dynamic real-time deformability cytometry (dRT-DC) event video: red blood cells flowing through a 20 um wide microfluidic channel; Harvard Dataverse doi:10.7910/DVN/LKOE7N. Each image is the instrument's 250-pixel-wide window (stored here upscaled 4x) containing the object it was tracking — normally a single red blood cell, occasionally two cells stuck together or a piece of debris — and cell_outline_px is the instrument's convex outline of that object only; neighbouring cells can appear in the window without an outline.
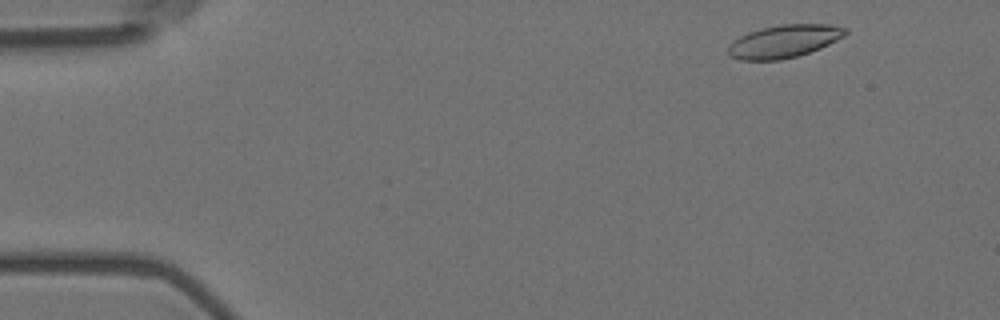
{"species": "Egyptian fruit bat (a non-hibernating species)", "species_latin": "Rousettus aegyptiacus", "temperature_condition": "room temperature", "stored_images_in_passage": 54, "camera_frame_rate_fps": 3000, "um_per_image_px": 0.085, "animal": {"sex": "female"}, "frame": {"image": 1, "passage_image": 3, "time_ms": 0.667, "image_size_px": [1000, 320], "cell_outline_px": [[848, 32], [844, 36], [820, 48], [796, 56], [780, 60], [740, 60], [732, 56], [728, 52], [728, 48], [740, 36], [748, 32], [780, 24], [828, 24], [848, 28]], "centroid_in_image_um": [66.68, 3.5], "position_along_channel_um": 18.3, "area_um2": 22.08}}
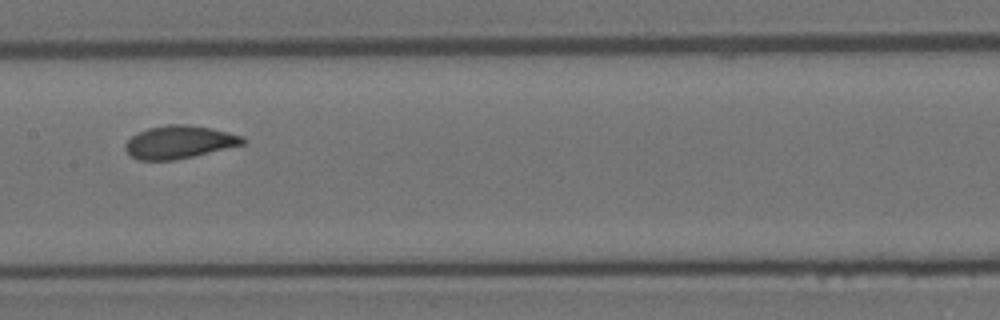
{"frame": {"image": 2, "passage_image": 26, "time_ms": 8.333, "image_size_px": [1000, 320], "cell_outline_px": [[248, 140], [244, 144], [176, 160], [140, 160], [132, 156], [124, 148], [124, 144], [132, 136], [148, 128], [168, 124], [184, 124], [212, 128], [244, 136]], "centroid_in_image_um": [15.26, 12.07], "position_along_channel_um": 192.1, "area_um2": 22.43}}
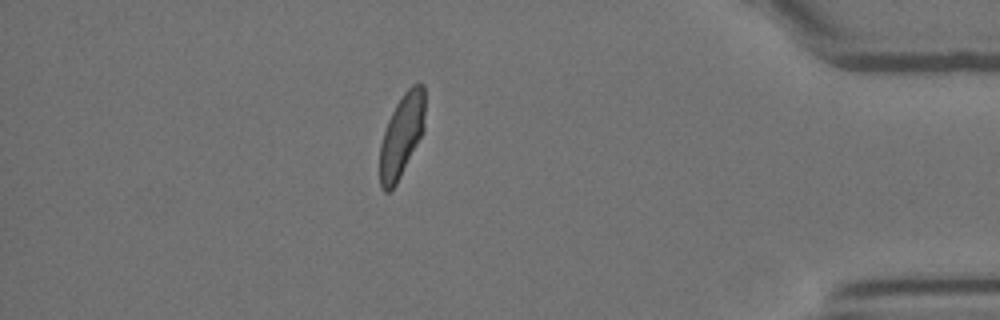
{"frame": {"image": 3, "passage_image": 47, "time_ms": 15.333, "image_size_px": [1000, 320], "cell_outline_px": [[424, 132], [396, 184], [388, 192], [384, 192], [380, 188], [380, 144], [388, 120], [396, 104], [404, 92], [412, 84], [420, 80], [424, 84]], "centroid_in_image_um": [34.15, 11.49], "position_along_channel_um": 401.0, "area_um2": 21.91}, "authors_computed_cell_mechanics": {"area_um2": 22.4264, "velocity_mm_per_s": 3.5569, "shape_relaxation_time_tau1_ms": 3.9973, "shape_relaxation_time_tau2_ms": 0.9526, "deformation_change_tau1": 0.1345, "deformation_change_tau2": 0.0575}}